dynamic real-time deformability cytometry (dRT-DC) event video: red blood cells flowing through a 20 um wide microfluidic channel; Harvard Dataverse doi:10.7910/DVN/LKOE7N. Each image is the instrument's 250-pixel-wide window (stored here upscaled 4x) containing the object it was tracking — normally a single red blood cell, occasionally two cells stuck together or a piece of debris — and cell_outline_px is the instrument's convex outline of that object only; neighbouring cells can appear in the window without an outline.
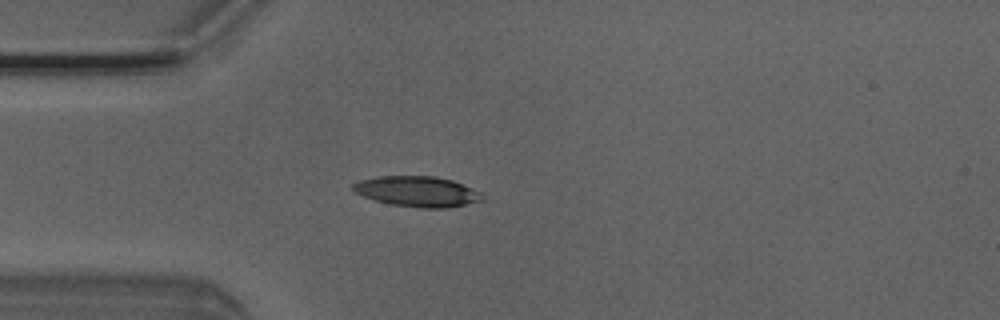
{"species": "Egyptian fruit bat (a non-hibernating species)", "species_latin": "Rousettus aegyptiacus", "temperature_condition": "room temperature", "stored_images_in_passage": 3, "camera_frame_rate_fps": 3000, "um_per_image_px": 0.085, "animal": {"sex": "male"}, "frame": {"image": 1, "passage_image": 3, "time_ms": 0.667, "image_size_px": [1000, 320], "cell_outline_px": [[484, 200], [448, 208], [420, 208], [388, 204], [364, 196], [356, 192], [352, 188], [352, 184], [360, 180], [380, 176], [436, 176], [452, 180], [464, 184], [480, 192]], "centroid_in_image_um": [35.49, 16.28], "position_along_channel_um": 49.5, "area_um2": 22.95}}